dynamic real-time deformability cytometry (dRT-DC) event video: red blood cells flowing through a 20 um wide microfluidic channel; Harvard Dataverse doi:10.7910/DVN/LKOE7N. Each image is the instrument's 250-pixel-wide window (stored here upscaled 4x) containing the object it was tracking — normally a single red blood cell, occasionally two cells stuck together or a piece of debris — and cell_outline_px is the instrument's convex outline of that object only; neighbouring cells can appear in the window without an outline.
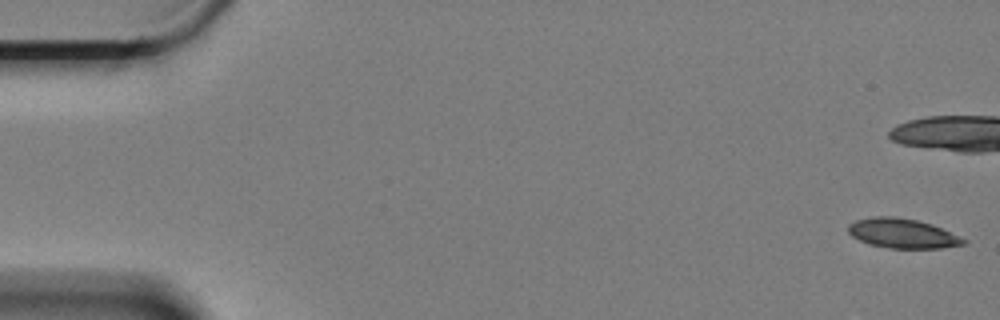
{"species": "Egyptian fruit bat (a non-hibernating species)", "species_latin": "Rousettus aegyptiacus", "temperature_condition": "cold", "stored_images_in_passage": 52, "camera_frame_rate_fps": 3000, "um_per_image_px": 0.085, "animal": {"sex": "female"}, "frame": {"image": 1, "passage_image": 1, "time_ms": 0.0, "image_size_px": [1000, 320], "cell_outline_px": [[968, 244], [944, 248], [892, 248], [868, 244], [852, 236], [848, 232], [848, 224], [856, 220], [872, 216], [896, 216], [916, 220], [932, 224], [968, 240]], "centroid_in_image_um": [76.73, 19.83], "position_along_channel_um": 8.3, "area_um2": 20.0}}
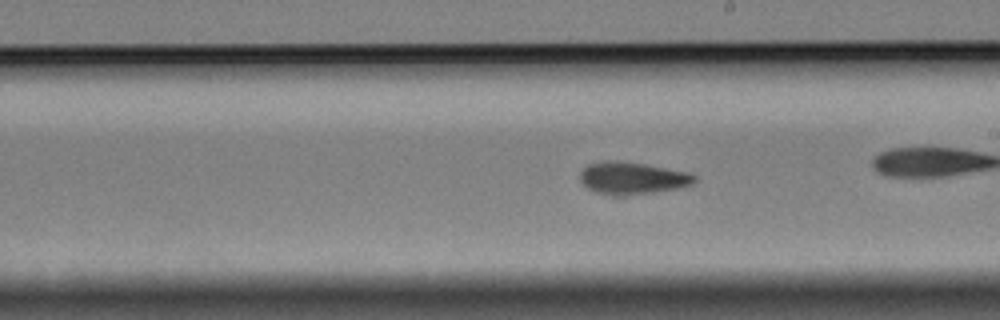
{"frame": {"image": 2, "passage_image": 34, "time_ms": 11.0, "image_size_px": [1000, 320], "cell_outline_px": [[696, 180], [692, 184], [684, 188], [624, 196], [612, 196], [596, 192], [588, 188], [580, 180], [580, 172], [588, 164], [608, 160], [644, 164], [692, 172], [696, 176]], "centroid_in_image_um": [53.8, 15.16], "position_along_channel_um": 235.2, "area_um2": 21.73}}
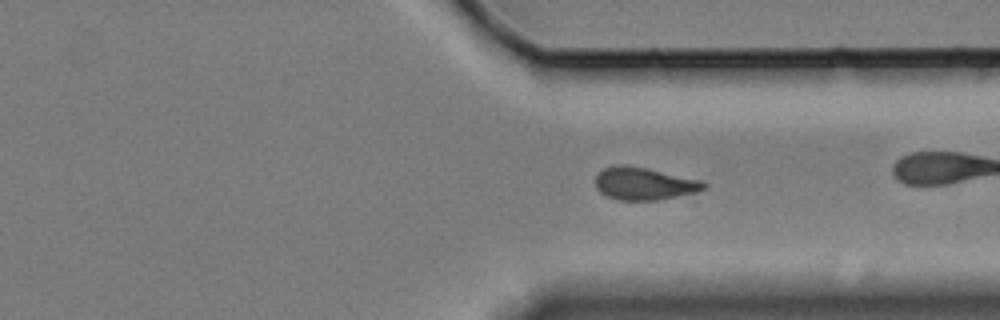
{"frame": {"image": 3, "passage_image": 45, "time_ms": 14.667, "image_size_px": [1000, 320], "cell_outline_px": [[708, 184], [704, 188], [696, 192], [656, 200], [616, 200], [600, 192], [596, 188], [596, 176], [604, 168], [616, 164], [628, 164], [700, 180]], "centroid_in_image_um": [54.71, 15.6], "position_along_channel_um": 356.7, "area_um2": 20.4}}